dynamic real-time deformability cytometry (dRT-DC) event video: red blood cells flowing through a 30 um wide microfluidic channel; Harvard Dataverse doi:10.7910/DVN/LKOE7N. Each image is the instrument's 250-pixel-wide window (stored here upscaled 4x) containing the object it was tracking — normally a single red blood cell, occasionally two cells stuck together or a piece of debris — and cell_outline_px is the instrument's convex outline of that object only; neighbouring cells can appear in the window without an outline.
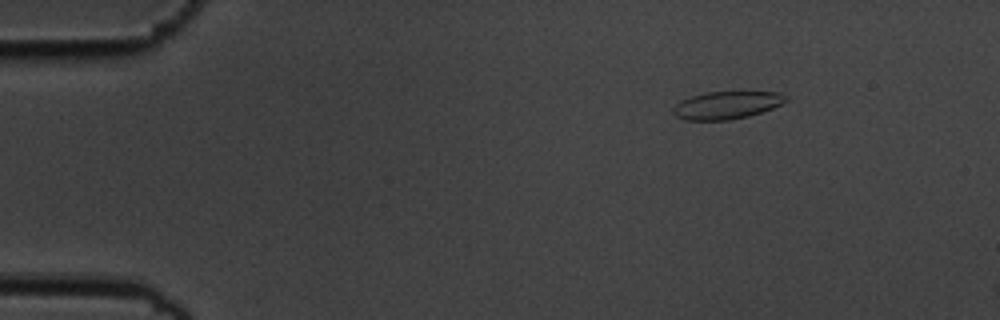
{"species": "common noctule bat (a hibernating species)", "species_latin": "Nyctalus noctula", "temperature_condition": "cold", "stored_images_in_passage": 3, "camera_frame_rate_fps": 3000, "um_per_image_px": 0.085, "animal": {"sex": "male", "body_mass_g": 19.5, "forearm_length_mm": 54.6}, "frame": {"image": 1, "passage_image": 1, "time_ms": 0.0, "image_size_px": [1000, 320], "cell_outline_px": [[788, 100], [772, 108], [748, 116], [728, 120], [684, 120], [676, 116], [672, 112], [672, 108], [680, 100], [704, 92], [744, 88], [780, 92], [788, 96]], "centroid_in_image_um": [61.82, 8.86], "position_along_channel_um": 23.2, "area_um2": 19.25}}